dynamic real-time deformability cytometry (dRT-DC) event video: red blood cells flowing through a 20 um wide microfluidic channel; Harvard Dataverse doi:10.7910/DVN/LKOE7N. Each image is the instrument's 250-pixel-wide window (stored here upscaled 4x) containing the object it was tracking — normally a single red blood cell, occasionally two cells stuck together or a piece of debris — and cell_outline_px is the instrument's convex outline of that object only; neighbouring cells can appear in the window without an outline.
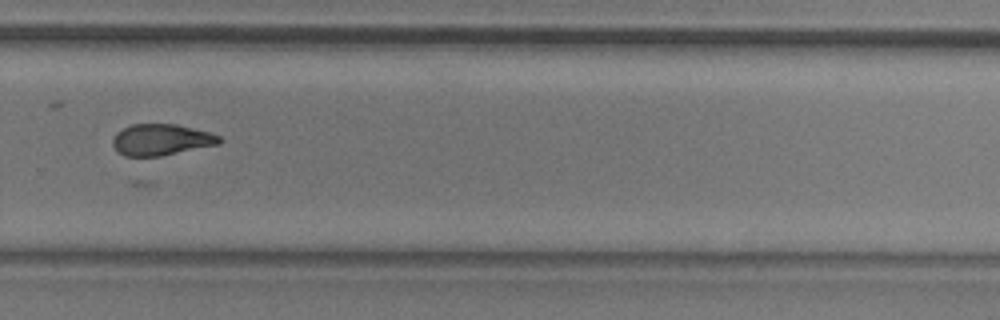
{"species": "common noctule bat (a hibernating species)", "species_latin": "Nyctalus noctula", "temperature_condition": "room temperature", "stored_images_in_passage": 8, "camera_frame_rate_fps": 3000, "um_per_image_px": 0.085, "animal": {"sex": "male", "body_mass_g": 20.5, "forearm_length_mm": 52.5}, "frame": {"image": 1, "passage_image": 8, "time_ms": 8.0, "image_size_px": [1000, 320], "cell_outline_px": [[220, 144], [160, 156], [124, 156], [116, 152], [112, 144], [112, 140], [116, 132], [132, 124], [176, 124], [208, 132], [220, 136]], "centroid_in_image_um": [13.66, 11.88], "position_along_channel_um": 316.1, "area_um2": 19.42}}